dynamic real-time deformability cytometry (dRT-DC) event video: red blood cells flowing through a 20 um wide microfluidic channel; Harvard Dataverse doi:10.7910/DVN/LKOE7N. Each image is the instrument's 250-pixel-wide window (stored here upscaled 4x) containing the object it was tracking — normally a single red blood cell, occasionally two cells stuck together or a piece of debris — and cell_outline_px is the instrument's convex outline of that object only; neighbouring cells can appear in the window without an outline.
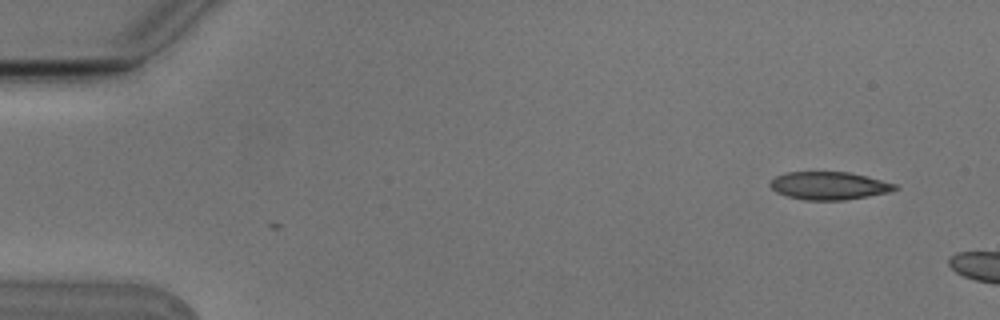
{"species": "Egyptian fruit bat (a non-hibernating species)", "species_latin": "Rousettus aegyptiacus", "temperature_condition": "cold", "stored_images_in_passage": 3, "camera_frame_rate_fps": 3000, "um_per_image_px": 0.085, "animal": {"sex": "male"}, "frame": {"image": 1, "passage_image": 1, "time_ms": 0.0, "image_size_px": [1000, 320], "cell_outline_px": [[900, 188], [888, 192], [844, 200], [804, 200], [788, 196], [776, 192], [768, 184], [776, 176], [788, 172], [848, 172], [896, 184]], "centroid_in_image_um": [70.44, 15.79], "position_along_channel_um": 14.6, "area_um2": 20.0}}